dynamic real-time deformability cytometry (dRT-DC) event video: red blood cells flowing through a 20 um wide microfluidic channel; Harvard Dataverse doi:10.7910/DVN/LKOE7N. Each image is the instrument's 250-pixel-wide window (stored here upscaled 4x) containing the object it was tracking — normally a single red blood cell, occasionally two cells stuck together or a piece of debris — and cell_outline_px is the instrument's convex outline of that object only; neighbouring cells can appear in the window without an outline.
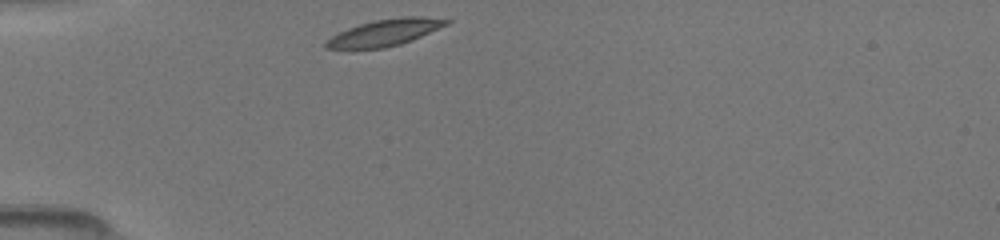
{"species": "common noctule bat (a hibernating species)", "species_latin": "Nyctalus noctula", "temperature_condition": "room temperature", "stored_images_in_passage": 4, "camera_frame_rate_fps": 3000, "um_per_image_px": 0.085, "animal": {"sex": "female", "body_mass_g": 19.5, "forearm_length_mm": 54.1}, "frame": {"image": 1, "passage_image": 1, "time_ms": 0.0, "image_size_px": [1000, 240], "cell_outline_px": [[452, 20], [448, 24], [420, 36], [400, 44], [384, 48], [324, 48], [324, 44], [332, 36], [348, 28], [360, 24], [376, 20], [404, 16], [420, 16]], "centroid_in_image_um": [32.73, 2.76], "position_along_channel_um": 52.3, "area_um2": 18.15}}
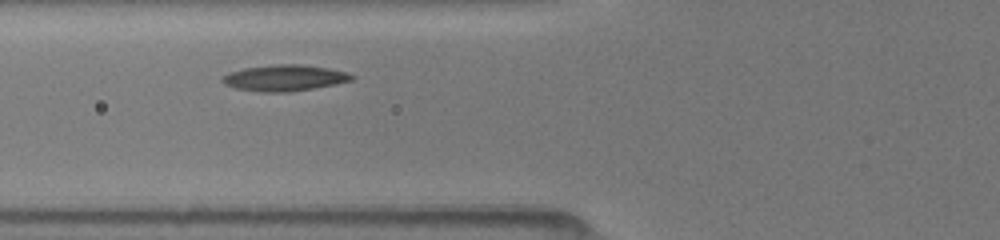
{"frame": {"image": 2, "passage_image": 3, "time_ms": 1.667, "image_size_px": [1000, 240], "cell_outline_px": [[356, 76], [352, 80], [336, 84], [288, 92], [260, 92], [236, 88], [224, 84], [220, 80], [220, 76], [228, 72], [244, 68], [276, 64], [300, 64], [328, 68], [344, 72]], "centroid_in_image_um": [24.12, 6.62], "position_along_channel_um": 101.7, "area_um2": 19.71}}